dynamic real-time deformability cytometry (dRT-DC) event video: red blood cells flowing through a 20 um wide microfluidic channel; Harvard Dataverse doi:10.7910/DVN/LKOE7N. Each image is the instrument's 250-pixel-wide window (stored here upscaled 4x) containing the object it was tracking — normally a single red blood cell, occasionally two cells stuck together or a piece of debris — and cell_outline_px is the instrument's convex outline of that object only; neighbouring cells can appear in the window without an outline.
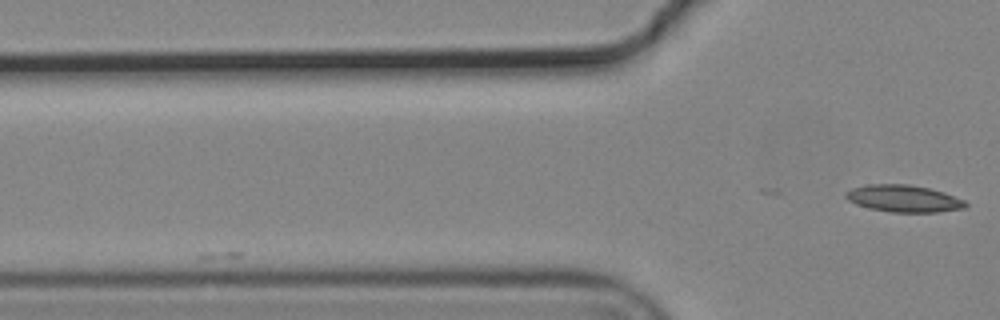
{"species": "common noctule bat (a hibernating species)", "species_latin": "Nyctalus noctula", "temperature_condition": "cold", "stored_images_in_passage": 4, "camera_frame_rate_fps": 3000, "um_per_image_px": 0.085, "animal": {"sex": "male", "body_mass_g": 19.2, "forearm_length_mm": 51.8}, "frame": {"image": 1, "passage_image": 4, "time_ms": 1.0, "image_size_px": [1000, 320], "cell_outline_px": [[968, 204], [964, 208], [936, 212], [892, 212], [868, 208], [856, 204], [848, 200], [844, 196], [844, 192], [852, 188], [868, 184], [908, 184], [928, 188], [944, 192], [964, 200]], "centroid_in_image_um": [76.78, 16.87], "position_along_channel_um": 49.0, "area_um2": 18.84}}